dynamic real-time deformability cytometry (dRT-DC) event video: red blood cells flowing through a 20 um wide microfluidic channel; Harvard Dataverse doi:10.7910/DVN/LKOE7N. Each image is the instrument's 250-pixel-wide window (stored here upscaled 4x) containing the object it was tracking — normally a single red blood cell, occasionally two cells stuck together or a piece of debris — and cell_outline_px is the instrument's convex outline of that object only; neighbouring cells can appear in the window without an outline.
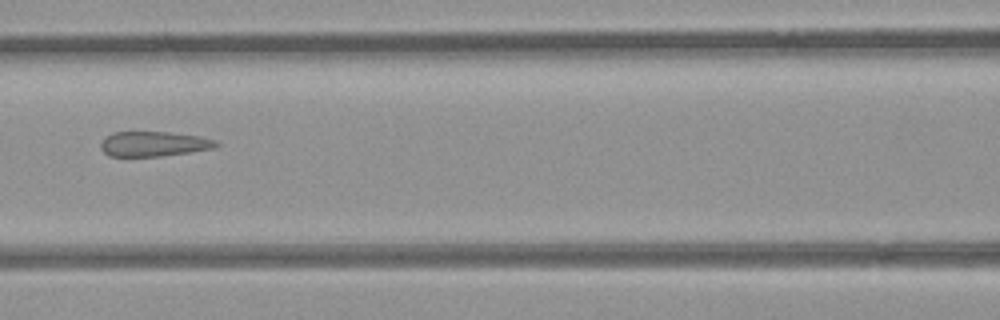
{"species": "common noctule bat (a hibernating species)", "species_latin": "Nyctalus noctula", "temperature_condition": "room temperature", "stored_images_in_passage": 6, "camera_frame_rate_fps": 3000, "um_per_image_px": 0.085, "animal": {"sex": "female", "body_mass_g": 21.9}, "frame": {"image": 1, "passage_image": 6, "time_ms": 5.667, "image_size_px": [1000, 320], "cell_outline_px": [[220, 144], [212, 148], [188, 152], [160, 156], [108, 156], [100, 148], [100, 144], [112, 132], [168, 132], [200, 136], [216, 140]], "centroid_in_image_um": [13.06, 12.23], "position_along_channel_um": 153.5, "area_um2": 16.59}}